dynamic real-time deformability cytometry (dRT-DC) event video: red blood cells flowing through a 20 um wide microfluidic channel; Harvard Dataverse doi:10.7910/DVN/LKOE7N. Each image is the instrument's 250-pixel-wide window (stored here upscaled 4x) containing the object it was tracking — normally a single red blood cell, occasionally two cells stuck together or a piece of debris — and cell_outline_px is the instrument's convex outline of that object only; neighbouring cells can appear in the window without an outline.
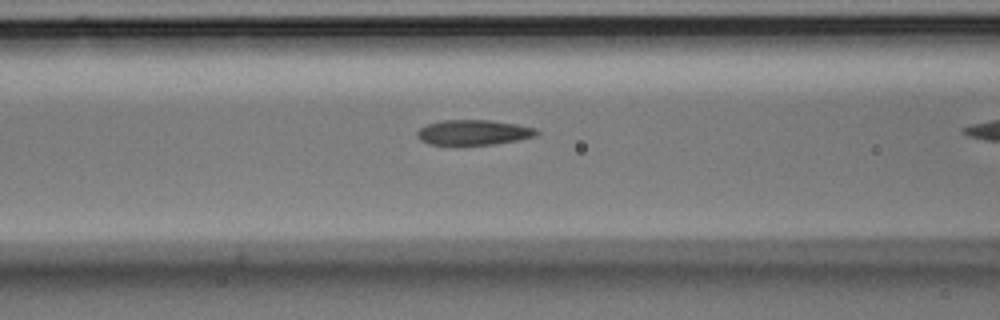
{"species": "Egyptian fruit bat (a non-hibernating species)", "species_latin": "Rousettus aegyptiacus", "temperature_condition": "room temperature", "stored_images_in_passage": 11, "camera_frame_rate_fps": 3000, "um_per_image_px": 0.085, "animal": {"sex": "male"}, "frame": {"image": 1, "passage_image": 10, "time_ms": 3.0, "image_size_px": [1000, 320], "cell_outline_px": [[540, 132], [536, 136], [496, 144], [456, 148], [428, 144], [420, 140], [416, 136], [416, 132], [420, 128], [428, 124], [444, 120], [492, 120], [516, 124], [536, 128]], "centroid_in_image_um": [40.2, 11.31], "position_along_channel_um": 126.4, "area_um2": 18.38}}